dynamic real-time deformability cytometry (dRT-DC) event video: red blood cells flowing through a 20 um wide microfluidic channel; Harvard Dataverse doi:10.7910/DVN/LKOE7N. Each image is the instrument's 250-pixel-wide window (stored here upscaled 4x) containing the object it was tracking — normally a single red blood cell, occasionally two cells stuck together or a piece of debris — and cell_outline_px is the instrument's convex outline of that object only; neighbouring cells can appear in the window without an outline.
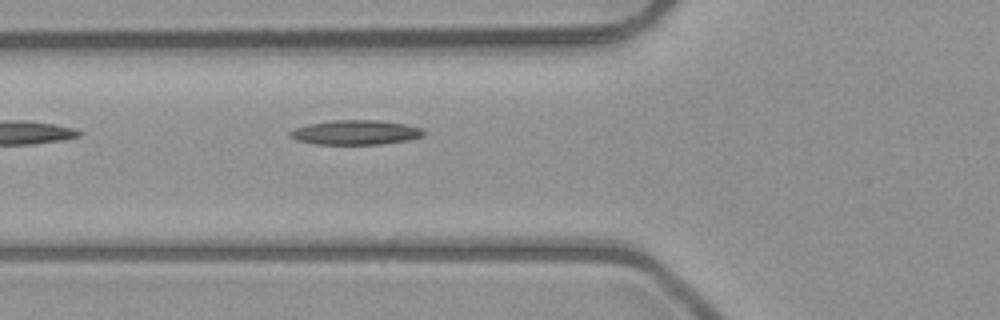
{"species": "common noctule bat (a hibernating species)", "species_latin": "Nyctalus noctula", "temperature_condition": "room temperature", "stored_images_in_passage": 4, "camera_frame_rate_fps": 3000, "um_per_image_px": 0.085, "animal": {"sex": "male", "body_mass_g": 23.1, "forearm_length_mm": 52.7}, "frame": {"image": 1, "passage_image": 4, "time_ms": 3.667, "image_size_px": [1000, 320], "cell_outline_px": [[424, 136], [408, 140], [380, 144], [316, 144], [296, 140], [288, 136], [288, 132], [296, 128], [308, 124], [332, 120], [380, 120], [404, 124], [420, 128], [424, 132]], "centroid_in_image_um": [30.19, 11.25], "position_along_channel_um": 95.6, "area_um2": 19.07}}